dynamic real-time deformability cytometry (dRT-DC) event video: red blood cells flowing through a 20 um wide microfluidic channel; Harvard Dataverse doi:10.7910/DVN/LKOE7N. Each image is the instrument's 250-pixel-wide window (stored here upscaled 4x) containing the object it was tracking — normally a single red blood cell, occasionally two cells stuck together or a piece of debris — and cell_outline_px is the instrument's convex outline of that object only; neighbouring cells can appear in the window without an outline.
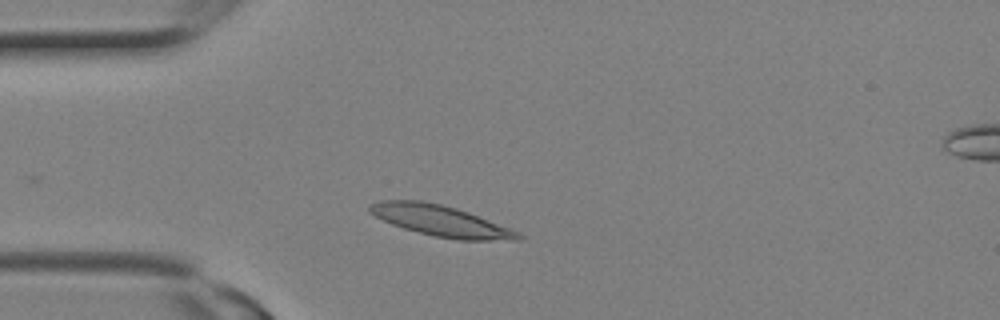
{"species": "Egyptian fruit bat (a non-hibernating species)", "species_latin": "Rousettus aegyptiacus", "temperature_condition": "room temperature", "stored_images_in_passage": 8, "camera_frame_rate_fps": 3000, "um_per_image_px": 0.085, "animal": {"sex": "female"}, "frame": {"image": 1, "passage_image": 4, "time_ms": 1.0, "image_size_px": [1000, 320], "cell_outline_px": [[524, 236], [520, 240], [456, 240], [436, 236], [404, 228], [392, 224], [368, 212], [368, 204], [376, 200], [420, 200], [440, 204], [456, 208], [468, 212], [520, 232]], "centroid_in_image_um": [37.45, 18.76], "position_along_channel_um": 47.5, "area_um2": 26.65}}
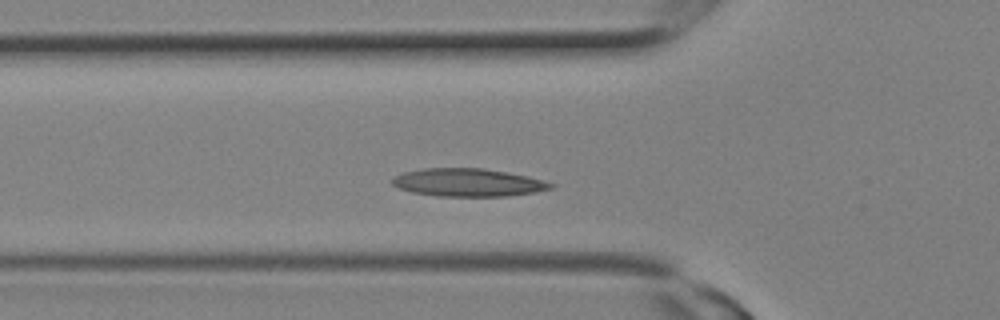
{"frame": {"image": 2, "passage_image": 6, "time_ms": 1.667, "image_size_px": [1000, 320], "cell_outline_px": [[556, 184], [552, 188], [532, 192], [508, 196], [436, 196], [412, 192], [400, 188], [392, 184], [388, 180], [392, 176], [404, 172], [424, 168], [484, 168], [528, 176]], "centroid_in_image_um": [39.73, 15.51], "position_along_channel_um": 86.1, "area_um2": 25.84}}
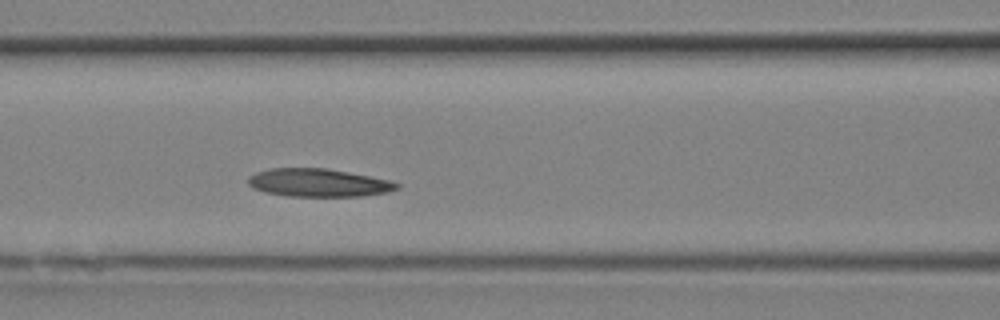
{"frame": {"image": 3, "passage_image": 8, "time_ms": 2.333, "image_size_px": [1000, 320], "cell_outline_px": [[400, 188], [388, 192], [360, 196], [288, 196], [264, 192], [252, 188], [248, 184], [248, 176], [256, 172], [268, 168], [328, 168], [392, 180], [400, 184]], "centroid_in_image_um": [27.07, 15.53], "position_along_channel_um": 139.5, "area_um2": 24.57}}